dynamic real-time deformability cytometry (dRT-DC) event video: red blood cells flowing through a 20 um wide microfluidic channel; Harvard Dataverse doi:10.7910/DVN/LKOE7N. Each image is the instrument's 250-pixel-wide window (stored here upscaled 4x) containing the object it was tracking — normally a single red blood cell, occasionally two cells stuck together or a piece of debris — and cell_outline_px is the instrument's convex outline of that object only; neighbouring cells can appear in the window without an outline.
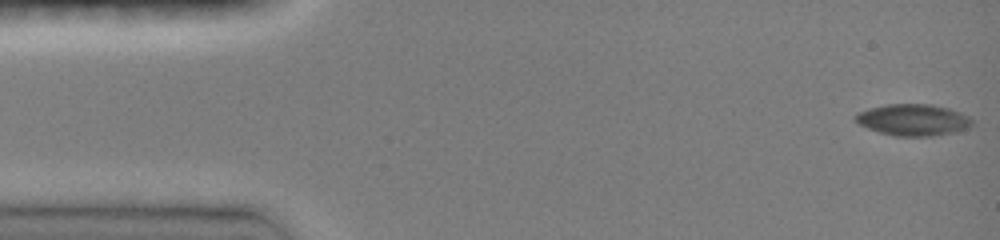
{"species": "common noctule bat (a hibernating species)", "species_latin": "Nyctalus noctula", "temperature_condition": "room temperature", "stored_images_in_passage": 47, "camera_frame_rate_fps": 3000, "um_per_image_px": 0.085, "animal": {"sex": "female", "body_mass_g": 19.0, "forearm_length_mm": 51.5}, "frame": {"image": 1, "passage_image": 1, "time_ms": 0.0, "image_size_px": [1000, 240], "cell_outline_px": [[972, 124], [964, 128], [952, 132], [932, 136], [896, 136], [880, 132], [868, 128], [860, 124], [856, 120], [856, 112], [868, 108], [884, 104], [932, 104], [948, 108], [960, 112], [968, 116], [972, 120]], "centroid_in_image_um": [77.58, 10.17], "position_along_channel_um": 7.4, "area_um2": 21.21}}
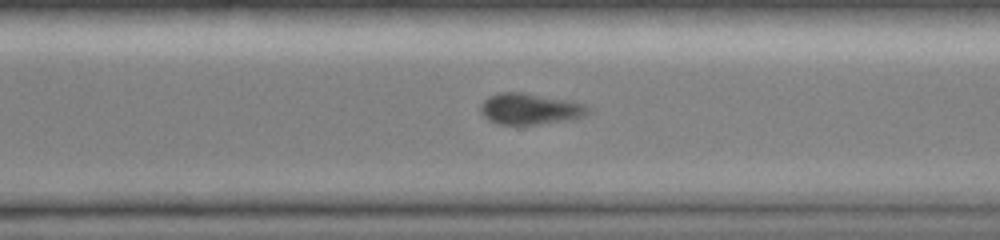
{"frame": {"image": 2, "passage_image": 33, "time_ms": 10.667, "image_size_px": [1000, 240], "cell_outline_px": [[588, 112], [584, 116], [568, 120], [536, 124], [500, 124], [488, 120], [480, 112], [480, 104], [488, 96], [500, 92], [520, 92], [564, 100], [584, 104], [588, 108]], "centroid_in_image_um": [44.97, 9.26], "position_along_channel_um": 325.6, "area_um2": 19.13}}
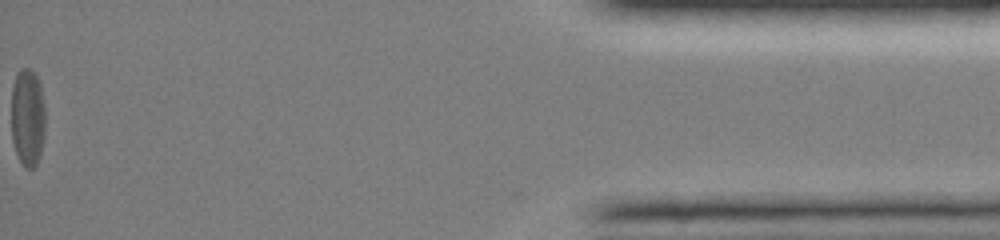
{"frame": {"image": 3, "passage_image": 47, "time_ms": 15.333, "image_size_px": [1000, 240], "cell_outline_px": [[44, 136], [40, 156], [36, 164], [32, 168], [24, 168], [16, 152], [12, 140], [12, 88], [16, 72], [20, 68], [32, 68], [36, 72], [40, 84], [44, 100]], "centroid_in_image_um": [2.35, 9.93], "position_along_channel_um": 432.8, "area_um2": 19.65}, "authors_computed_cell_mechanics": {"area_um2": 20.808, "velocity_mm_per_s": 4.1017, "shape_relaxation_time_tau1_ms": 5.7731, "shape_relaxation_time_tau2_ms": 9.371, "deformation_change_tau1": 0.1414, "deformation_change_tau2": 0.1727}}